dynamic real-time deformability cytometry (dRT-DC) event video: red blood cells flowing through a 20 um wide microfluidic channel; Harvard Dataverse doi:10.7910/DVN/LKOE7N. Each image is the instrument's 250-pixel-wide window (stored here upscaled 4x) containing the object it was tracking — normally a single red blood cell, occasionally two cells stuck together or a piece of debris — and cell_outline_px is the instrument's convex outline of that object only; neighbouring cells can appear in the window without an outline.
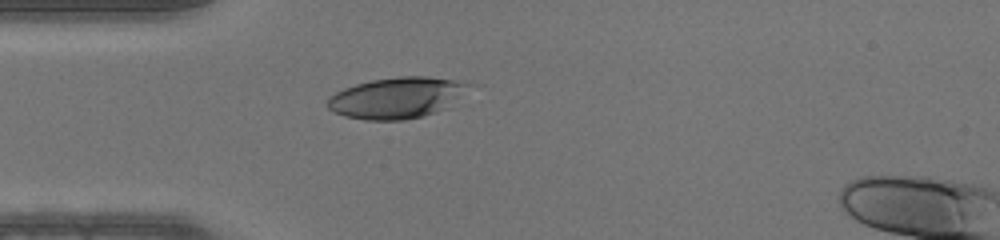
{"species": "human", "species_latin": "Homo sapiens", "temperature_condition": "warm", "stored_images_in_passage": 36, "segment_of_instrument_passage": [1, 2], "camera_frame_rate_fps": 3000, "um_per_image_px": 0.085, "donor": {"sex": "male"}, "frame": {"image": 1, "passage_image": 1, "time_ms": 0.0, "image_size_px": [1000, 240], "cell_outline_px": [[476, 84], [448, 108], [436, 112], [404, 120], [364, 120], [344, 116], [328, 108], [328, 96], [344, 88], [356, 84], [372, 80], [400, 76], [428, 76], [472, 80]], "centroid_in_image_um": [33.86, 8.28], "position_along_channel_um": 51.1, "area_um2": 34.56}}
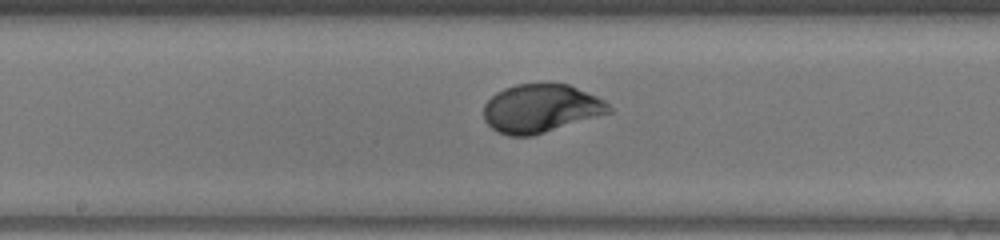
{"frame": {"image": 2, "passage_image": 12, "time_ms": 3.667, "image_size_px": [1000, 240], "cell_outline_px": [[612, 112], [532, 136], [508, 136], [492, 128], [484, 120], [484, 104], [496, 92], [504, 88], [516, 84], [568, 84], [596, 96], [604, 100], [612, 108]], "centroid_in_image_um": [45.96, 9.22], "position_along_channel_um": 202.2, "area_um2": 35.08}}
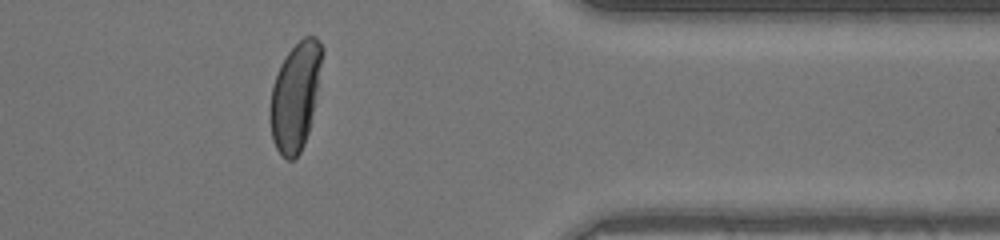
{"frame": {"image": 3, "passage_image": 26, "time_ms": 8.333, "image_size_px": [1000, 240], "cell_outline_px": [[324, 52], [308, 132], [304, 144], [300, 152], [292, 160], [288, 160], [276, 148], [272, 140], [268, 116], [268, 108], [272, 84], [280, 64], [288, 52], [304, 36], [316, 36], [324, 48]], "centroid_in_image_um": [25.07, 8.16], "position_along_channel_um": 386.3, "area_um2": 32.71}}